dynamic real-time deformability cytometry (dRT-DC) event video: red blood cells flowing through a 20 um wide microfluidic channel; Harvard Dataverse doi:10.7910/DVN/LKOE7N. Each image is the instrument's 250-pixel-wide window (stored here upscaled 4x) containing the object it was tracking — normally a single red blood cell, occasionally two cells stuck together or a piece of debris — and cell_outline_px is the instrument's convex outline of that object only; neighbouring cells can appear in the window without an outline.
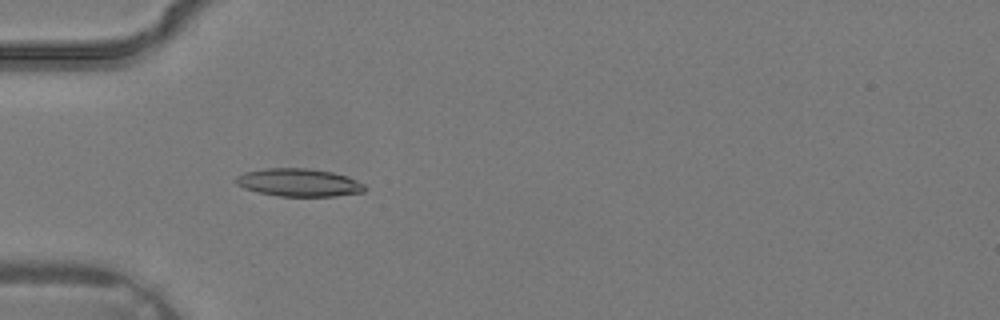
{"species": "common noctule bat (a hibernating species)", "species_latin": "Nyctalus noctula", "temperature_condition": "warm", "stored_images_in_passage": 37, "camera_frame_rate_fps": 3000, "um_per_image_px": 0.085, "animal": {"sex": "male", "body_mass_g": 19.2, "forearm_length_mm": 51.8}, "frame": {"image": 1, "passage_image": 12, "time_ms": 3.667, "image_size_px": [1000, 320], "cell_outline_px": [[364, 192], [336, 196], [280, 196], [256, 192], [244, 188], [236, 184], [232, 180], [236, 176], [244, 172], [264, 168], [304, 168], [332, 172], [348, 176], [364, 184]], "centroid_in_image_um": [25.35, 15.51], "position_along_channel_um": 59.7, "area_um2": 21.04}}
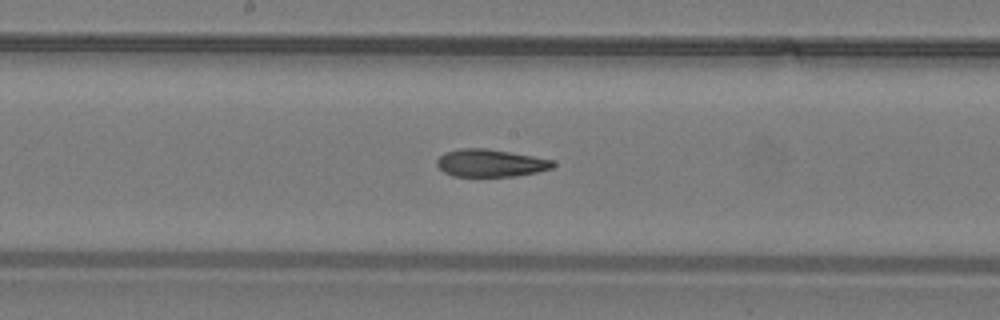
{"frame": {"image": 2, "passage_image": 20, "time_ms": 6.333, "image_size_px": [1000, 320], "cell_outline_px": [[556, 164], [552, 168], [536, 172], [516, 176], [452, 176], [444, 172], [436, 164], [436, 160], [444, 152], [460, 148], [484, 148], [556, 160]], "centroid_in_image_um": [41.69, 13.86], "position_along_channel_um": 206.5, "area_um2": 18.61}}
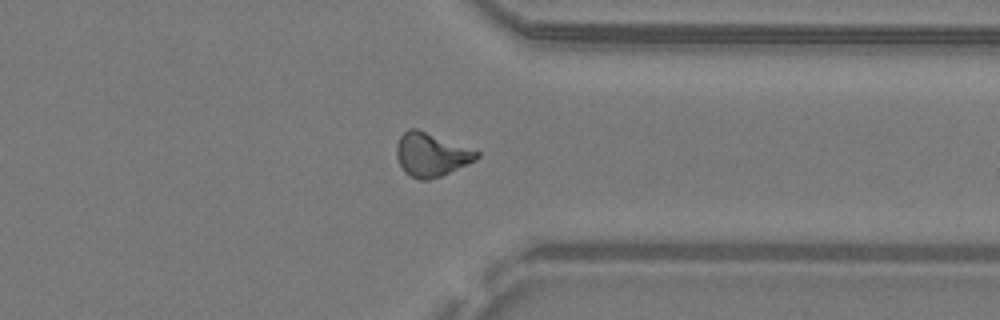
{"frame": {"image": 3, "passage_image": 29, "time_ms": 9.333, "image_size_px": [1000, 320], "cell_outline_px": [[480, 156], [476, 160], [468, 164], [440, 176], [428, 180], [420, 180], [404, 172], [396, 156], [396, 144], [400, 136], [408, 128], [416, 128], [480, 152]], "centroid_in_image_um": [36.63, 13.14], "position_along_channel_um": 374.8, "area_um2": 20.17}}